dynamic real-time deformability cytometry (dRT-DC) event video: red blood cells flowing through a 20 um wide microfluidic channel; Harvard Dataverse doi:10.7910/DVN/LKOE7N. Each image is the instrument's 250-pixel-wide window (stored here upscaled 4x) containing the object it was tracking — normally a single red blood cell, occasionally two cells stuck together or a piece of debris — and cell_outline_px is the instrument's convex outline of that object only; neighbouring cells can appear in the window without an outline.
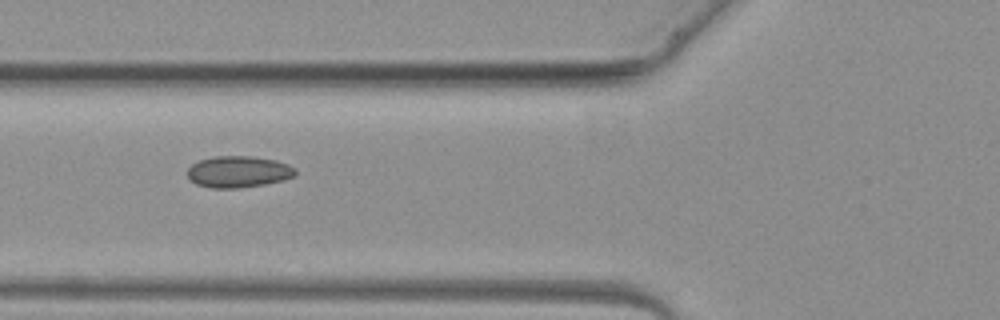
{"species": "common noctule bat (a hibernating species)", "species_latin": "Nyctalus noctula", "temperature_condition": "warm", "stored_images_in_passage": 5, "camera_frame_rate_fps": 3000, "um_per_image_px": 0.085, "animal": {"sex": "female", "body_mass_g": 19.3, "forearm_length_mm": 54.1}, "frame": {"image": 1, "passage_image": 5, "time_ms": 4.667, "image_size_px": [1000, 320], "cell_outline_px": [[296, 176], [284, 180], [264, 184], [240, 188], [212, 188], [196, 184], [188, 176], [188, 168], [192, 164], [200, 160], [216, 156], [252, 156], [276, 160], [288, 164], [296, 168]], "centroid_in_image_um": [20.3, 14.6], "position_along_channel_um": 105.5, "area_um2": 19.88}}